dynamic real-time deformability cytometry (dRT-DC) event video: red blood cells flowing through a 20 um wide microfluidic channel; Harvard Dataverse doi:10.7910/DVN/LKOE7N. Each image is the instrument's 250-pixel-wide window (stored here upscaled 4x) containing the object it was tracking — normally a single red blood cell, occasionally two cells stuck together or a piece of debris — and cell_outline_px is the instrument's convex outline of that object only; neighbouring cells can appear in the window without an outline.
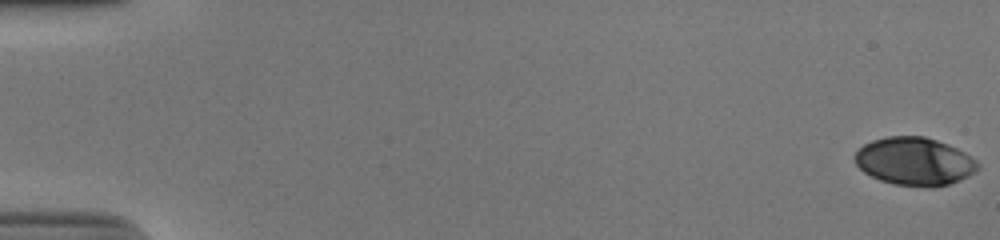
{"species": "human", "species_latin": "Homo sapiens", "temperature_condition": "cold", "stored_images_in_passage": 54, "camera_frame_rate_fps": 3000, "um_per_image_px": 0.085, "donor": {"sex": "male"}, "frame": {"image": 1, "passage_image": 1, "time_ms": 0.0, "image_size_px": [1000, 240], "cell_outline_px": [[980, 168], [976, 172], [960, 180], [948, 184], [932, 188], [928, 188], [892, 184], [880, 180], [864, 172], [856, 164], [856, 152], [864, 144], [872, 140], [888, 136], [924, 136], [948, 144], [964, 152], [976, 160], [980, 164]], "centroid_in_image_um": [77.76, 13.73], "position_along_channel_um": 7.2, "area_um2": 34.51}}
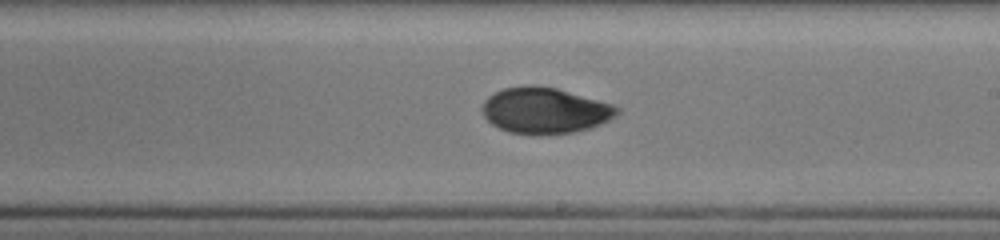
{"frame": {"image": 2, "passage_image": 33, "time_ms": 10.667, "image_size_px": [1000, 240], "cell_outline_px": [[620, 112], [616, 116], [600, 124], [588, 128], [572, 132], [508, 132], [492, 124], [484, 116], [480, 108], [484, 100], [488, 96], [504, 88], [528, 84], [536, 84], [556, 88], [612, 104], [620, 108]], "centroid_in_image_um": [46.29, 9.34], "position_along_channel_um": 242.7, "area_um2": 35.49}}
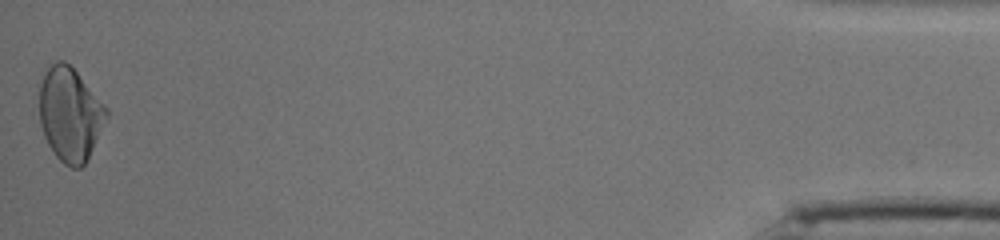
{"frame": {"image": 3, "passage_image": 54, "time_ms": 17.667, "image_size_px": [1000, 240], "cell_outline_px": [[108, 116], [84, 164], [80, 168], [72, 168], [64, 164], [56, 156], [48, 144], [44, 136], [40, 124], [40, 84], [44, 72], [56, 60], [64, 60], [76, 72], [108, 108]], "centroid_in_image_um": [5.94, 9.71], "position_along_channel_um": 429.3, "area_um2": 36.13}, "authors_computed_cell_mechanics": {"area_um2": 35.3736, "velocity_mm_per_s": 3.892, "shape_relaxation_time_tau1_ms": 5.6528, "shape_relaxation_time_tau2_ms": 3.7182, "deformation_change_tau1": 0.1518, "deformation_change_tau2": 0.0644}}